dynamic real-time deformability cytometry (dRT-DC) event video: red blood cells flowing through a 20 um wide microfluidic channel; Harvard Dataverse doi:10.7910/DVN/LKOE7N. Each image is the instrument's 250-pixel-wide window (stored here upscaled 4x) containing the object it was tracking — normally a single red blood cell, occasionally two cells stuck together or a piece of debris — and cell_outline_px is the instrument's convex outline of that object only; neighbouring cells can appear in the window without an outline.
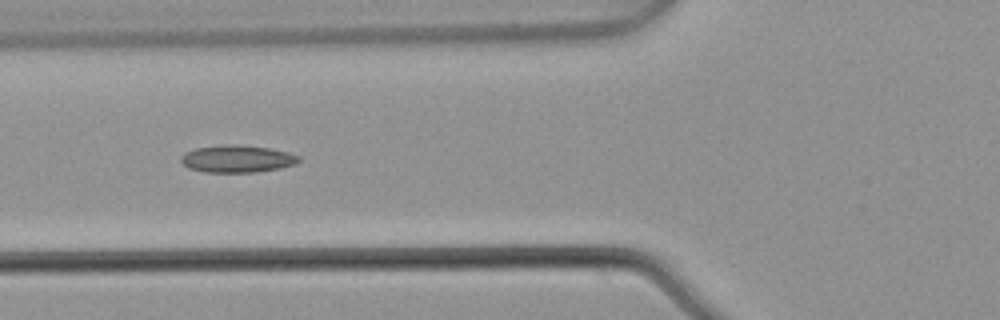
{"species": "common noctule bat (a hibernating species)", "species_latin": "Nyctalus noctula", "temperature_condition": "warm", "stored_images_in_passage": 8, "camera_frame_rate_fps": 3000, "um_per_image_px": 0.085, "animal": {"sex": "male", "body_mass_g": 21.5, "forearm_length_mm": 52.0}, "frame": {"image": 1, "passage_image": 6, "time_ms": 1.667, "image_size_px": [1000, 320], "cell_outline_px": [[300, 160], [296, 164], [280, 168], [256, 172], [204, 172], [188, 168], [180, 160], [180, 156], [184, 152], [196, 148], [224, 144], [236, 144], [268, 148], [288, 152], [300, 156]], "centroid_in_image_um": [20.14, 13.5], "position_along_channel_um": 105.7, "area_um2": 18.84}}
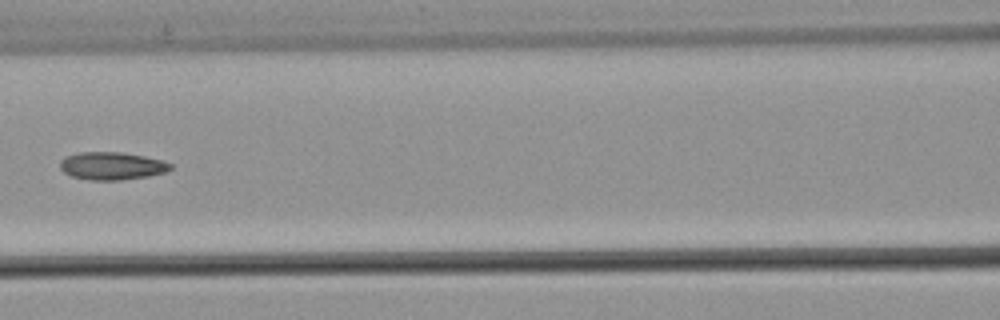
{"frame": {"image": 2, "passage_image": 7, "time_ms": 2.0, "image_size_px": [1000, 320], "cell_outline_px": [[172, 168], [164, 172], [148, 176], [120, 180], [88, 180], [72, 176], [64, 172], [60, 168], [60, 160], [64, 156], [80, 152], [120, 152], [144, 156], [160, 160], [172, 164]], "centroid_in_image_um": [9.47, 14.1], "position_along_channel_um": 157.1, "area_um2": 17.8}}